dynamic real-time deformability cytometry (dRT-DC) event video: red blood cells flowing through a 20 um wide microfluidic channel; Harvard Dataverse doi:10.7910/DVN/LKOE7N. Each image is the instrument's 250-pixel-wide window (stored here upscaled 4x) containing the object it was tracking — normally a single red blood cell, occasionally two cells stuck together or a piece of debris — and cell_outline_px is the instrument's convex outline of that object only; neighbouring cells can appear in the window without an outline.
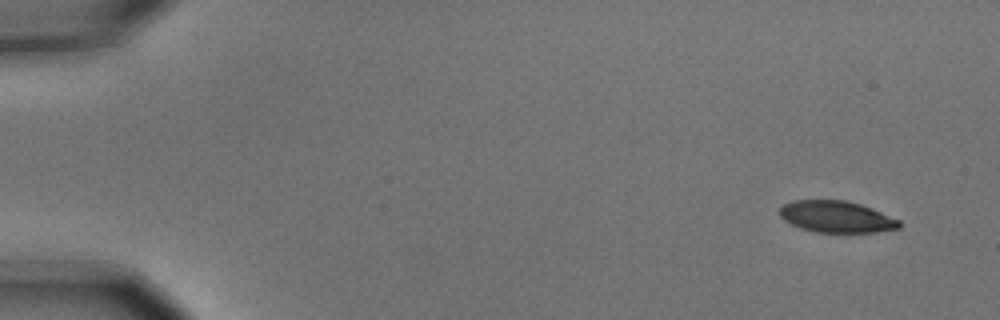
{"species": "common noctule bat (a hibernating species)", "species_latin": "Nyctalus noctula", "temperature_condition": "cold", "stored_images_in_passage": 6, "camera_frame_rate_fps": 3000, "um_per_image_px": 0.085, "animal": {"sex": "male", "body_mass_g": 15.6}, "frame": {"image": 1, "passage_image": 1, "time_ms": 0.0, "image_size_px": [1000, 320], "cell_outline_px": [[900, 228], [876, 232], [816, 232], [800, 228], [784, 220], [780, 216], [780, 208], [784, 204], [792, 200], [844, 200], [860, 204], [900, 220]], "centroid_in_image_um": [71.08, 18.42], "position_along_channel_um": 13.9, "area_um2": 21.85}}
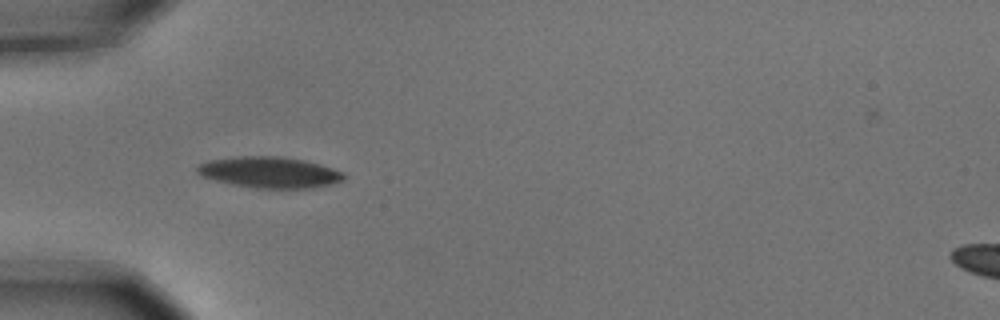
{"frame": {"image": 2, "passage_image": 5, "time_ms": 1.333, "image_size_px": [1000, 320], "cell_outline_px": [[344, 180], [332, 184], [312, 188], [256, 188], [232, 184], [216, 180], [204, 176], [196, 172], [196, 168], [200, 164], [208, 160], [240, 156], [280, 156], [304, 160], [320, 164], [344, 172]], "centroid_in_image_um": [22.94, 14.64], "position_along_channel_um": 62.1, "area_um2": 26.47}}
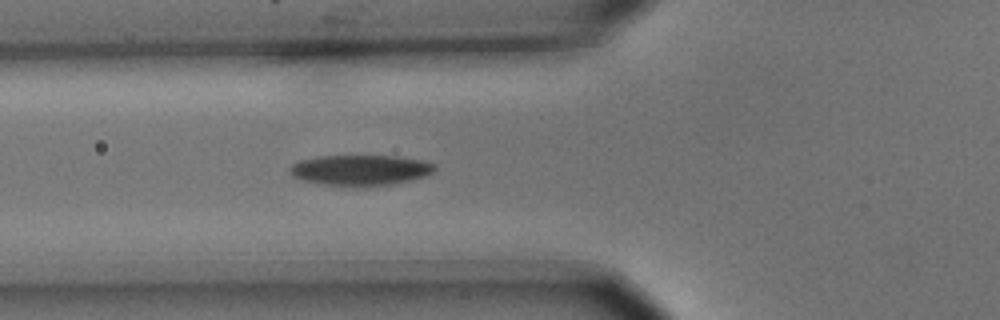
{"frame": {"image": 3, "passage_image": 6, "time_ms": 1.667, "image_size_px": [1000, 320], "cell_outline_px": [[436, 168], [428, 176], [368, 188], [356, 188], [324, 184], [304, 180], [292, 176], [288, 172], [288, 168], [292, 164], [300, 160], [316, 156], [396, 156], [424, 160], [436, 164]], "centroid_in_image_um": [30.63, 14.47], "position_along_channel_um": 95.2, "area_um2": 26.3}}